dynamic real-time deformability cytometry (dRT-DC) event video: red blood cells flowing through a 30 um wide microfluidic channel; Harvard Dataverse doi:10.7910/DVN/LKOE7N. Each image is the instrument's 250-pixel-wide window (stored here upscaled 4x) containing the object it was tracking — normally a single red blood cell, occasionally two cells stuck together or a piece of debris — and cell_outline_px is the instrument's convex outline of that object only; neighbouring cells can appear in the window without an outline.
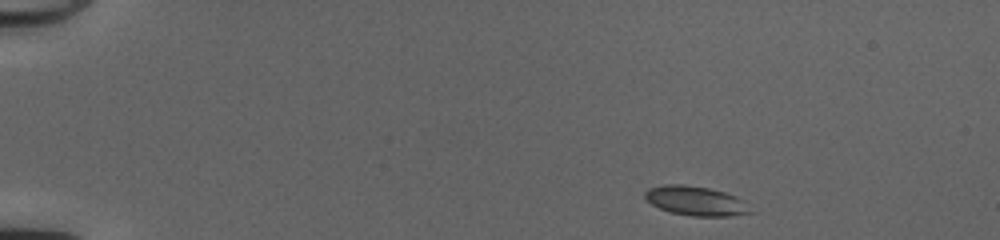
{"species": "common noctule bat (a hibernating species)", "species_latin": "Nyctalus noctula", "temperature_condition": "cold", "stored_images_in_passage": 44, "camera_frame_rate_fps": 3000, "um_per_image_px": 0.085, "animal": {"sex": "female", "body_mass_g": 20.0, "forearm_length_mm": 54.0}, "frame": {"image": 1, "passage_image": 1, "time_ms": 0.0, "image_size_px": [1000, 240], "cell_outline_px": [[756, 212], [732, 216], [692, 216], [672, 212], [660, 208], [652, 204], [644, 196], [644, 192], [648, 188], [664, 184], [684, 184], [708, 188], [724, 192], [736, 196], [744, 200]], "centroid_in_image_um": [59.2, 17.07], "position_along_channel_um": 25.8, "area_um2": 18.21}}
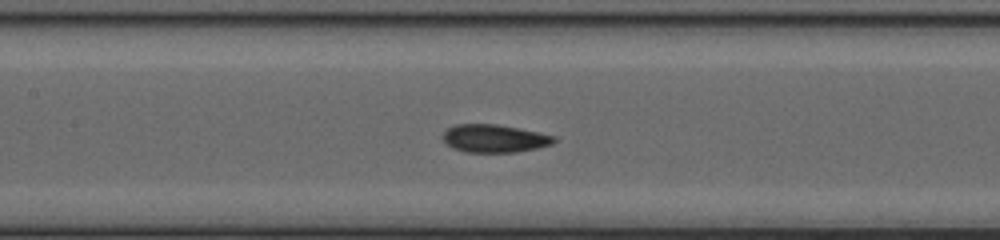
{"frame": {"image": 2, "passage_image": 19, "time_ms": 6.0, "image_size_px": [1000, 240], "cell_outline_px": [[556, 140], [552, 144], [536, 148], [516, 152], [464, 152], [452, 148], [444, 140], [444, 132], [448, 128], [456, 124], [496, 124], [520, 128], [556, 136]], "centroid_in_image_um": [42.04, 11.76], "position_along_channel_um": 165.4, "area_um2": 18.03}}
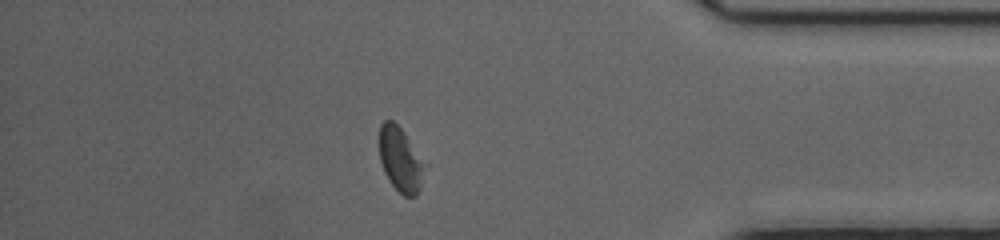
{"frame": {"image": 3, "passage_image": 38, "time_ms": 12.333, "image_size_px": [1000, 240], "cell_outline_px": [[420, 188], [416, 196], [404, 196], [388, 180], [384, 172], [380, 160], [380, 124], [384, 120], [392, 120], [404, 132], [420, 164]], "centroid_in_image_um": [33.92, 13.55], "position_along_channel_um": 401.3, "area_um2": 15.66}, "authors_computed_cell_mechanics": {"area_um2": 17.9469, "velocity_mm_per_s": 4.1161, "shape_relaxation_time_tau1_ms": 3.7059, "shape_relaxation_time_tau2_ms": 1.9395, "deformation_change_tau1": 0.1262, "deformation_change_tau2": 0.0787}}